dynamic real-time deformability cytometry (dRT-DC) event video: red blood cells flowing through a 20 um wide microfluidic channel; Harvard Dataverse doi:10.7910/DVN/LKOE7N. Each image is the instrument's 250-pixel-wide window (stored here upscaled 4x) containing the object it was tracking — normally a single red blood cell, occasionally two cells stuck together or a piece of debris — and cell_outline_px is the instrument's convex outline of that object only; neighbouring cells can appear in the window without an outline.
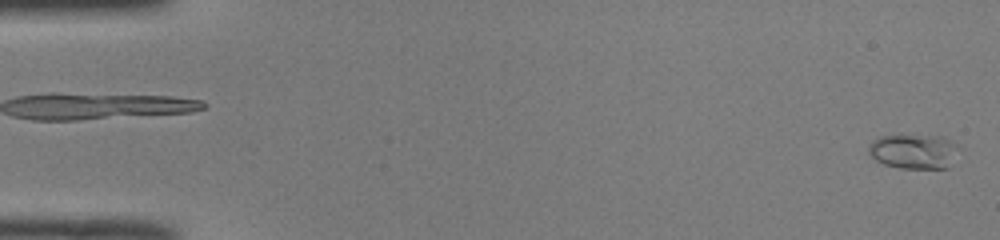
{"species": "common noctule bat (a hibernating species)", "species_latin": "Nyctalus noctula", "temperature_condition": "room temperature", "stored_images_in_passage": 50, "camera_frame_rate_fps": 3000, "um_per_image_px": 0.085, "animal": {"sex": "male", "body_mass_g": 19.0, "forearm_length_mm": 50.8}, "frame": {"image": 1, "passage_image": 1, "time_ms": 0.0, "image_size_px": [1000, 240], "cell_outline_px": [[956, 144], [948, 168], [900, 168], [884, 164], [876, 160], [868, 152], [868, 148], [872, 140], [880, 136], [944, 136]], "centroid_in_image_um": [77.6, 12.87], "position_along_channel_um": 7.4, "area_um2": 17.69}}
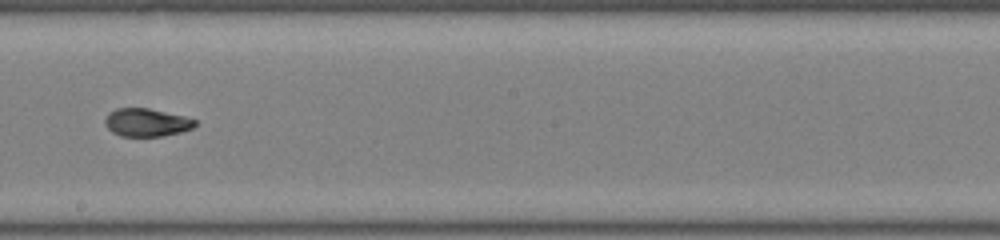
{"frame": {"image": 2, "passage_image": 29, "time_ms": 9.333, "image_size_px": [1000, 240], "cell_outline_px": [[196, 124], [192, 128], [180, 132], [164, 136], [120, 136], [112, 132], [104, 124], [104, 120], [108, 112], [116, 108], [148, 108], [184, 116], [196, 120]], "centroid_in_image_um": [12.42, 10.41], "position_along_channel_um": 235.8, "area_um2": 14.74}}
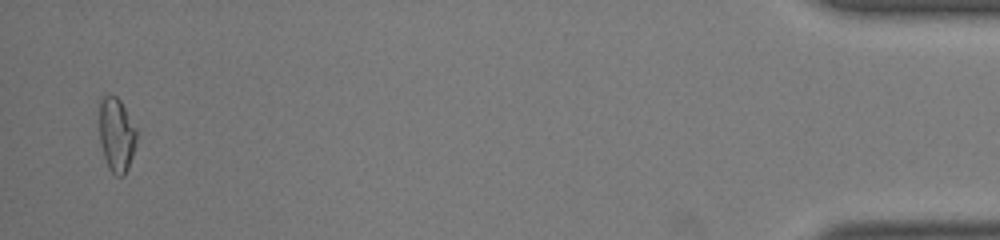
{"frame": {"image": 3, "passage_image": 49, "time_ms": 16.0, "image_size_px": [1000, 240], "cell_outline_px": [[136, 144], [128, 168], [124, 176], [116, 176], [108, 168], [100, 144], [100, 100], [108, 92], [116, 96], [120, 100], [136, 128]], "centroid_in_image_um": [9.9, 11.45], "position_along_channel_um": 425.3, "area_um2": 16.13}, "authors_computed_cell_mechanics": {"area_um2": 15.2592, "velocity_mm_per_s": 4.0975, "shape_relaxation_time_tau1_ms": 5.1847, "shape_relaxation_time_tau2_ms": 1.7934, "deformation_change_tau1": 0.1786, "deformation_change_tau2": 0.0504}}